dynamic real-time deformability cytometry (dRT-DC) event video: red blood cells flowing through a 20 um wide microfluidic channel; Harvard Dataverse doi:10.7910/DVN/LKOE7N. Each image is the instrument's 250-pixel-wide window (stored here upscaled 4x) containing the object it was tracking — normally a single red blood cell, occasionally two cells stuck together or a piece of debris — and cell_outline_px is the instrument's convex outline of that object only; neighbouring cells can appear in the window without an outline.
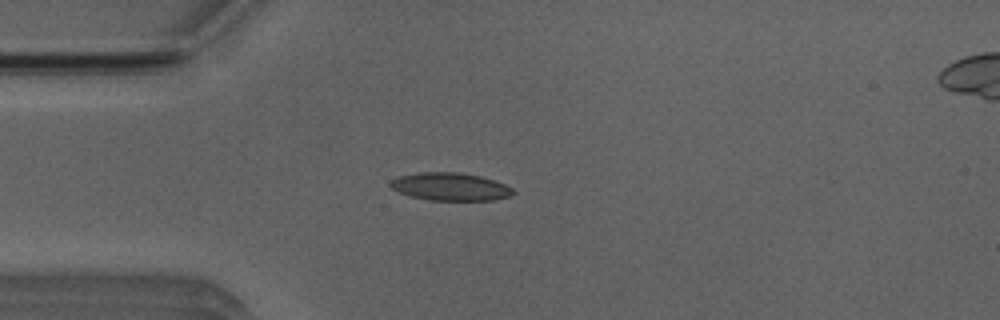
{"species": "Egyptian fruit bat (a non-hibernating species)", "species_latin": "Rousettus aegyptiacus", "temperature_condition": "room temperature", "stored_images_in_passage": 4, "camera_frame_rate_fps": 3000, "um_per_image_px": 0.085, "animal": {"sex": "male"}, "frame": {"image": 1, "passage_image": 3, "time_ms": 2.333, "image_size_px": [1000, 320], "cell_outline_px": [[516, 192], [512, 196], [492, 200], [428, 200], [408, 196], [396, 192], [388, 184], [392, 180], [400, 176], [420, 172], [460, 172], [480, 176], [504, 184], [512, 188]], "centroid_in_image_um": [38.26, 15.87], "position_along_channel_um": 46.7, "area_um2": 20.0}}